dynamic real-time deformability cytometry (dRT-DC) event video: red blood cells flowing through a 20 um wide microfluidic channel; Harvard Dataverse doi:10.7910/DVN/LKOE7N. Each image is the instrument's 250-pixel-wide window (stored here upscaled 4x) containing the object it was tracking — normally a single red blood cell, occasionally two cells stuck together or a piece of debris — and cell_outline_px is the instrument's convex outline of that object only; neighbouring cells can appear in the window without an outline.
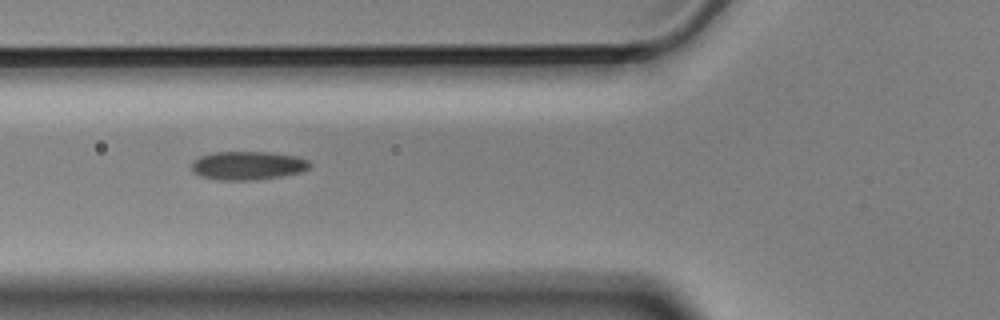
{"species": "Egyptian fruit bat (a non-hibernating species)", "species_latin": "Rousettus aegyptiacus", "temperature_condition": "cold", "stored_images_in_passage": 2, "camera_frame_rate_fps": 3000, "um_per_image_px": 0.085, "animal": {"sex": "male"}, "frame": {"image": 1, "passage_image": 2, "time_ms": 0.333, "image_size_px": [1000, 320], "cell_outline_px": [[312, 164], [308, 168], [300, 172], [280, 176], [252, 180], [224, 180], [200, 176], [192, 172], [192, 160], [200, 156], [216, 152], [268, 152], [300, 156], [308, 160]], "centroid_in_image_um": [21.06, 14.06], "position_along_channel_um": 104.7, "area_um2": 19.65}}